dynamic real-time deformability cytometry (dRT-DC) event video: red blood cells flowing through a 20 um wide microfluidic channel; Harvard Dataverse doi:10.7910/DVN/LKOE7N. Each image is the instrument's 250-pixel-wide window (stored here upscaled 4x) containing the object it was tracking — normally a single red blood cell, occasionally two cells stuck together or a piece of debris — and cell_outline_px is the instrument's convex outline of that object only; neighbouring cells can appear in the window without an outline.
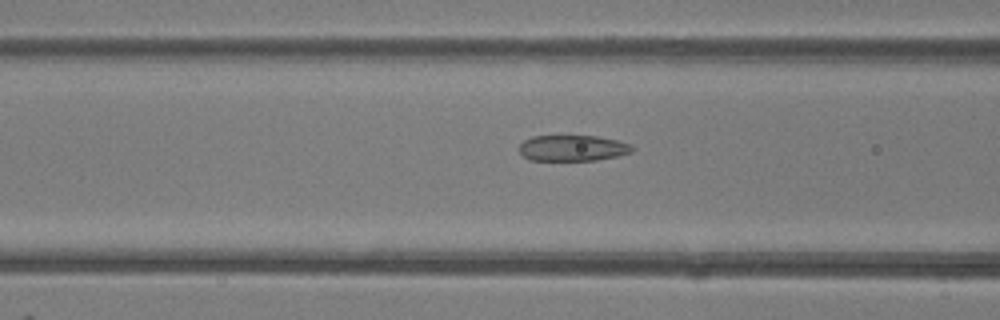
{"species": "common noctule bat (a hibernating species)", "species_latin": "Nyctalus noctula", "temperature_condition": "room temperature", "stored_images_in_passage": 48, "camera_frame_rate_fps": 3000, "um_per_image_px": 0.085, "animal": {"sex": "female"}, "frame": {"image": 1, "passage_image": 19, "time_ms": 6.0, "image_size_px": [1000, 320], "cell_outline_px": [[632, 152], [616, 156], [596, 160], [528, 160], [520, 152], [520, 144], [524, 140], [532, 136], [596, 136], [616, 140], [632, 144]], "centroid_in_image_um": [48.66, 12.58], "position_along_channel_um": 117.9, "area_um2": 16.94}}
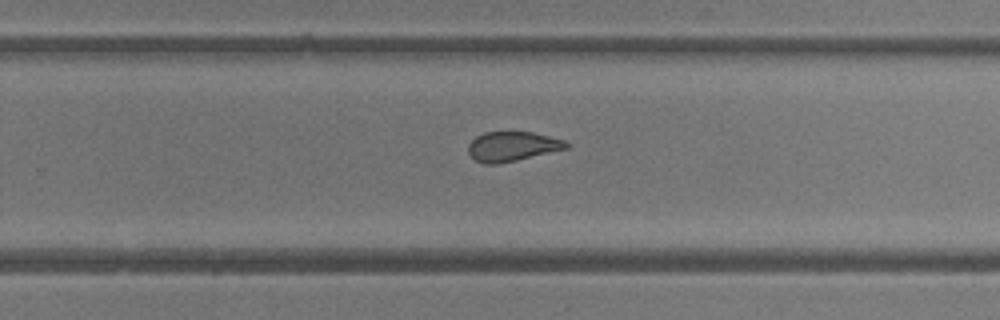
{"frame": {"image": 2, "passage_image": 31, "time_ms": 10.0, "image_size_px": [1000, 320], "cell_outline_px": [[568, 148], [516, 160], [496, 164], [484, 164], [476, 160], [468, 152], [468, 144], [476, 136], [484, 132], [532, 132], [564, 140], [568, 144]], "centroid_in_image_um": [43.51, 12.44], "position_along_channel_um": 286.3, "area_um2": 16.7}}
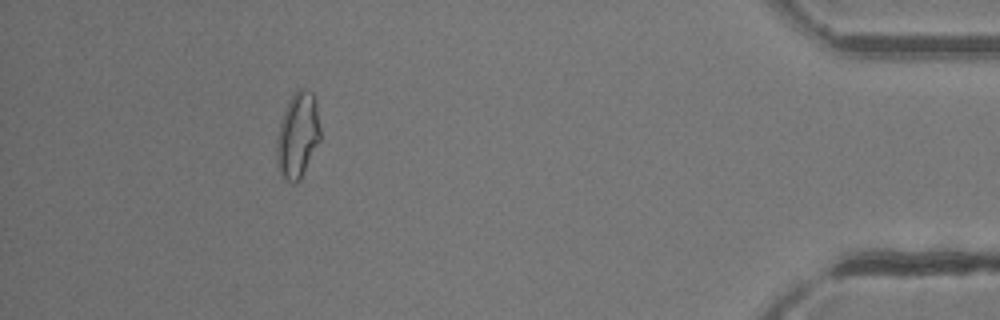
{"frame": {"image": 3, "passage_image": 44, "time_ms": 14.333, "image_size_px": [1000, 320], "cell_outline_px": [[320, 140], [300, 180], [296, 184], [292, 184], [284, 180], [280, 172], [276, 160], [276, 140], [280, 124], [288, 100], [300, 88], [304, 88], [312, 92], [316, 100], [320, 128]], "centroid_in_image_um": [25.3, 11.53], "position_along_channel_um": 409.9, "area_um2": 21.85}, "authors_computed_cell_mechanics": {"area_um2": 19.3341, "velocity_mm_per_s": 4.2116, "shape_relaxation_time_tau1_ms": null, "shape_relaxation_time_tau2_ms": 1.599, "deformation_change_tau1": null, "deformation_change_tau2": 0.0835}}